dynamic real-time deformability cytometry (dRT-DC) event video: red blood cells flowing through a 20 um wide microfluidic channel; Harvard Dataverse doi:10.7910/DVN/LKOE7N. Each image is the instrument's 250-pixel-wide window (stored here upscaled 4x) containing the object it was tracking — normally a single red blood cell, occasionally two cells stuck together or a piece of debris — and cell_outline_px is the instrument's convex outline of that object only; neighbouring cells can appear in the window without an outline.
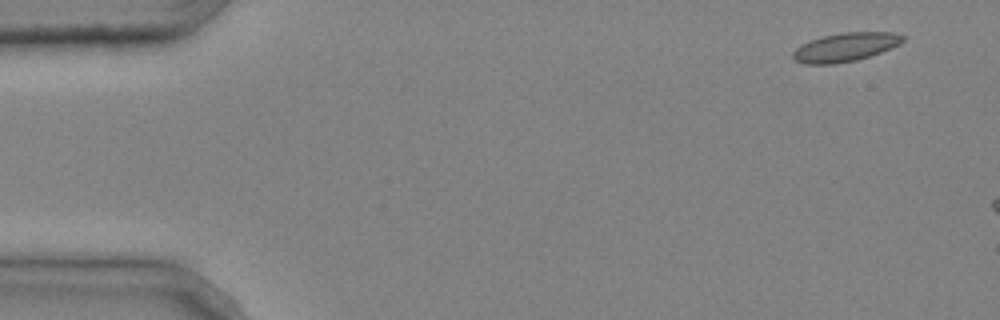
{"species": "common noctule bat (a hibernating species)", "species_latin": "Nyctalus noctula", "temperature_condition": "cold", "stored_images_in_passage": 3, "camera_frame_rate_fps": 3000, "um_per_image_px": 0.085, "animal": {"sex": "male", "body_mass_g": 20.4}, "frame": {"image": 1, "passage_image": 1, "time_ms": 0.0, "image_size_px": [1000, 320], "cell_outline_px": [[908, 36], [900, 44], [892, 48], [856, 60], [836, 64], [804, 64], [792, 60], [792, 52], [800, 44], [824, 36], [844, 32], [892, 32]], "centroid_in_image_um": [71.85, 4.01], "position_along_channel_um": 13.1, "area_um2": 18.5}}